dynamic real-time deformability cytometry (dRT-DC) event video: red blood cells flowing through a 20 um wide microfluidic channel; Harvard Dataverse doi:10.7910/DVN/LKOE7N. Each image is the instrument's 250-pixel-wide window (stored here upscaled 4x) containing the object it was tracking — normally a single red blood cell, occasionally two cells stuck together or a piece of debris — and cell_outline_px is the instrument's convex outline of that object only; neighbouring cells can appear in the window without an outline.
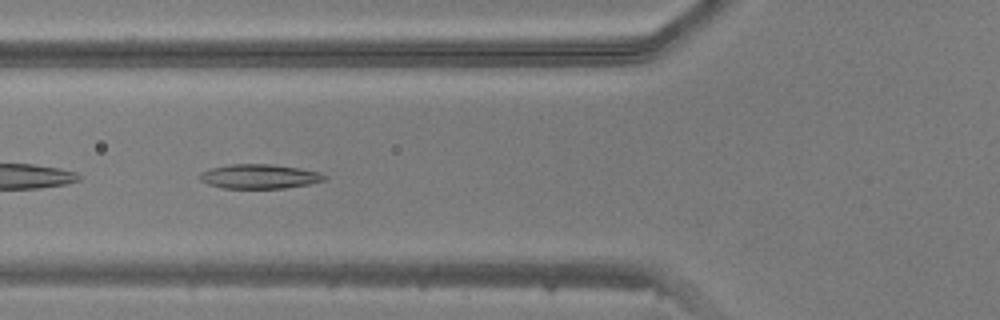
{"species": "common noctule bat (a hibernating species)", "species_latin": "Nyctalus noctula", "temperature_condition": "warm", "stored_images_in_passage": 48, "camera_frame_rate_fps": 3000, "um_per_image_px": 0.085, "animal": {"sex": "male", "body_mass_g": 20.5, "forearm_length_mm": 52.5}, "frame": {"image": 1, "passage_image": 18, "time_ms": 5.667, "image_size_px": [1000, 320], "cell_outline_px": [[328, 176], [324, 180], [308, 184], [284, 188], [224, 188], [208, 184], [200, 180], [200, 172], [212, 168], [232, 164], [272, 164], [300, 168], [320, 172]], "centroid_in_image_um": [22.07, 14.99], "position_along_channel_um": 103.7, "area_um2": 17.63}}
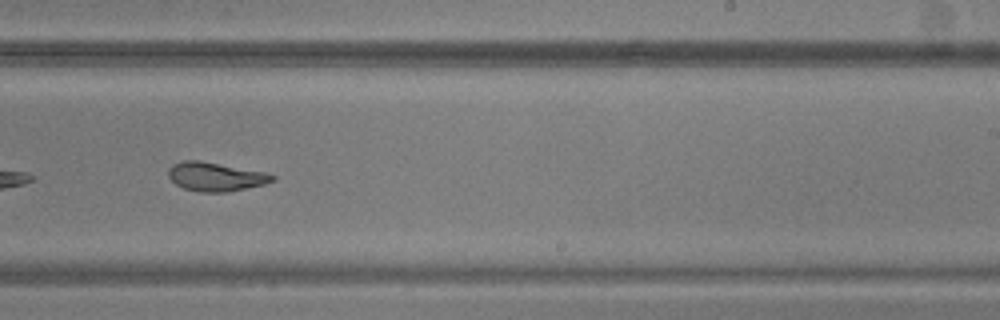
{"frame": {"image": 2, "passage_image": 30, "time_ms": 9.667, "image_size_px": [1000, 320], "cell_outline_px": [[276, 180], [264, 184], [228, 192], [200, 192], [184, 188], [176, 184], [168, 176], [168, 168], [172, 164], [180, 160], [200, 160], [264, 172], [276, 176]], "centroid_in_image_um": [18.3, 15.01], "position_along_channel_um": 270.7, "area_um2": 17.51}}
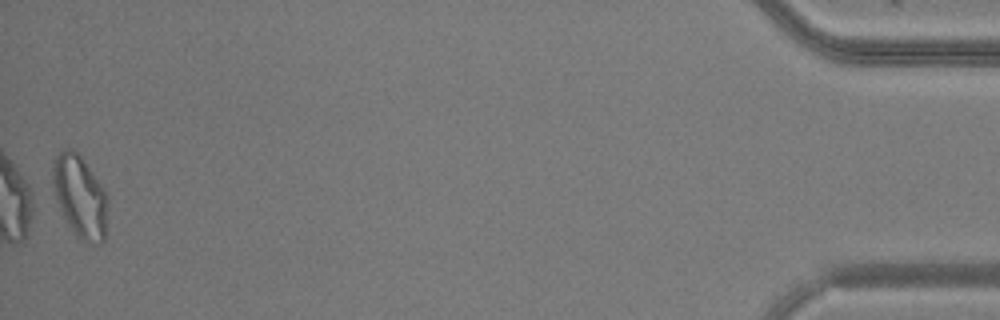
{"frame": {"image": 3, "passage_image": 48, "time_ms": 15.667, "image_size_px": [1000, 320], "cell_outline_px": [[108, 200], [104, 240], [100, 244], [96, 244], [84, 240], [76, 236], [64, 216], [60, 208], [56, 196], [52, 180], [52, 164], [56, 156], [64, 148], [72, 148], [80, 156], [104, 188], [108, 196]], "centroid_in_image_um": [6.81, 16.69], "position_along_channel_um": 428.4, "area_um2": 26.01}}